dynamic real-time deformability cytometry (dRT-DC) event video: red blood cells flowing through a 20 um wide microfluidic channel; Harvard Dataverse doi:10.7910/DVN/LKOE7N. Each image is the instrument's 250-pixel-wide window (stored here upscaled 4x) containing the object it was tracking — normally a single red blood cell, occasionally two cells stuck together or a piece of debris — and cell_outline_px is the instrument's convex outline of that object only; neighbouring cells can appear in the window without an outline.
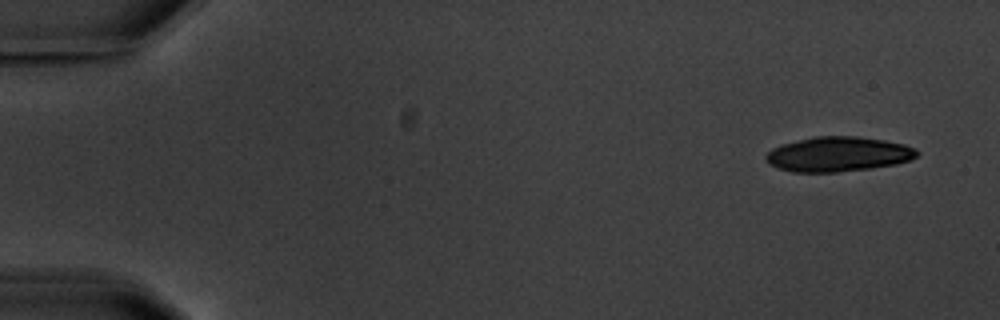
{"species": "common noctule bat (a hibernating species)", "species_latin": "Nyctalus noctula", "temperature_condition": "warm", "stored_images_in_passage": 5, "segment_of_instrument_passage": [1, 2], "camera_frame_rate_fps": 3000, "um_per_image_px": 0.085, "animal": {"sex": "male", "body_mass_g": 20.1, "forearm_length_mm": 53.5}, "frame": {"image": 1, "passage_image": 1, "time_ms": 0.0, "image_size_px": [1000, 320], "cell_outline_px": [[920, 152], [912, 160], [896, 164], [868, 168], [836, 172], [792, 172], [768, 164], [764, 160], [764, 156], [772, 148], [780, 144], [812, 136], [856, 136], [884, 140], [904, 144], [916, 148]], "centroid_in_image_um": [71.22, 13.1], "position_along_channel_um": 13.8, "area_um2": 30.87}}